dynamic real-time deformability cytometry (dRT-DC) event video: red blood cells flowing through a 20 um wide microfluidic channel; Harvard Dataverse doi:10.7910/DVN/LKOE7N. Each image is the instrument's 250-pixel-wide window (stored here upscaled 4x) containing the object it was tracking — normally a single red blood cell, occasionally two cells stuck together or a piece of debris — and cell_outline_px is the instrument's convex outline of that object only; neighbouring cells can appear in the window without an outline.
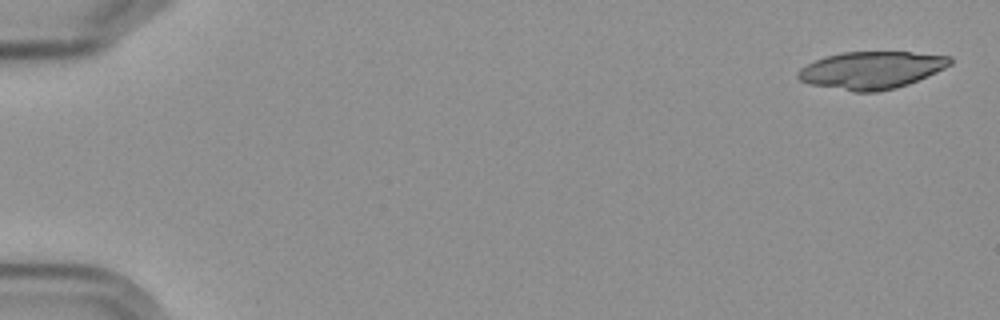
{"species": "Egyptian fruit bat (a non-hibernating species)", "species_latin": "Rousettus aegyptiacus", "temperature_condition": "cold", "stored_images_in_passage": 6, "camera_frame_rate_fps": 3000, "um_per_image_px": 0.085, "frame": {"image": 1, "passage_image": 1, "time_ms": 0.0, "image_size_px": [1000, 320], "cell_outline_px": [[952, 64], [928, 76], [908, 84], [896, 88], [876, 92], [852, 92], [808, 84], [800, 80], [796, 76], [796, 72], [800, 68], [824, 56], [844, 52], [912, 52], [952, 56]], "centroid_in_image_um": [74.06, 5.97], "position_along_channel_um": 10.9, "area_um2": 33.35}}